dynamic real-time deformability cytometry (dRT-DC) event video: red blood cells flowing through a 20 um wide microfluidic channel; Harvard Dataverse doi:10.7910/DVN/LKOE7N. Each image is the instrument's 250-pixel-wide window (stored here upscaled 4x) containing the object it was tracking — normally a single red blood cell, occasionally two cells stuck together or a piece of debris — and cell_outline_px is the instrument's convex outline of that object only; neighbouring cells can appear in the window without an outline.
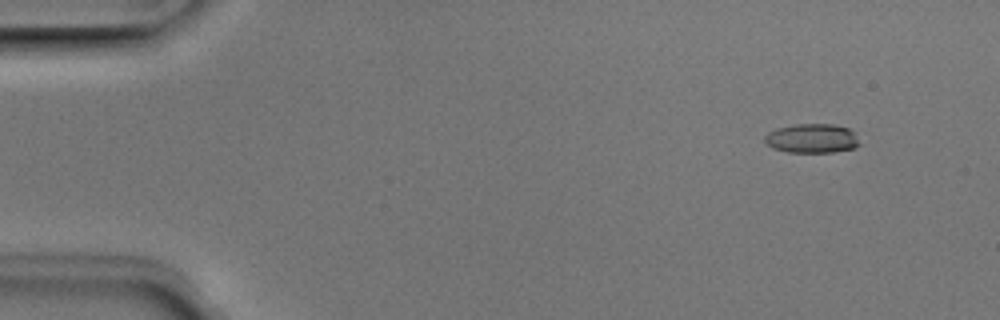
{"species": "Egyptian fruit bat (a non-hibernating species)", "species_latin": "Rousettus aegyptiacus", "temperature_condition": "room temperature", "stored_images_in_passage": 5, "camera_frame_rate_fps": 3000, "um_per_image_px": 0.085, "animal": {"sex": "male"}, "frame": {"image": 1, "passage_image": 2, "time_ms": 0.333, "image_size_px": [1000, 320], "cell_outline_px": [[860, 144], [856, 148], [832, 152], [788, 152], [772, 148], [764, 140], [764, 136], [768, 132], [776, 128], [796, 124], [836, 124], [848, 128], [856, 132]], "centroid_in_image_um": [69.05, 11.76], "position_along_channel_um": 16.0, "area_um2": 16.36}}
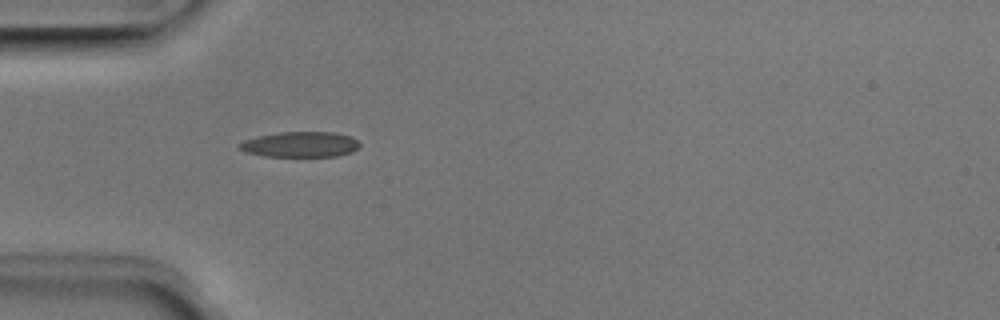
{"frame": {"image": 2, "passage_image": 5, "time_ms": 1.333, "image_size_px": [1000, 320], "cell_outline_px": [[360, 148], [352, 152], [336, 156], [264, 156], [248, 152], [240, 148], [236, 144], [244, 140], [260, 136], [280, 132], [336, 132], [352, 136], [360, 144]], "centroid_in_image_um": [25.58, 12.27], "position_along_channel_um": 59.4, "area_um2": 17.8}}